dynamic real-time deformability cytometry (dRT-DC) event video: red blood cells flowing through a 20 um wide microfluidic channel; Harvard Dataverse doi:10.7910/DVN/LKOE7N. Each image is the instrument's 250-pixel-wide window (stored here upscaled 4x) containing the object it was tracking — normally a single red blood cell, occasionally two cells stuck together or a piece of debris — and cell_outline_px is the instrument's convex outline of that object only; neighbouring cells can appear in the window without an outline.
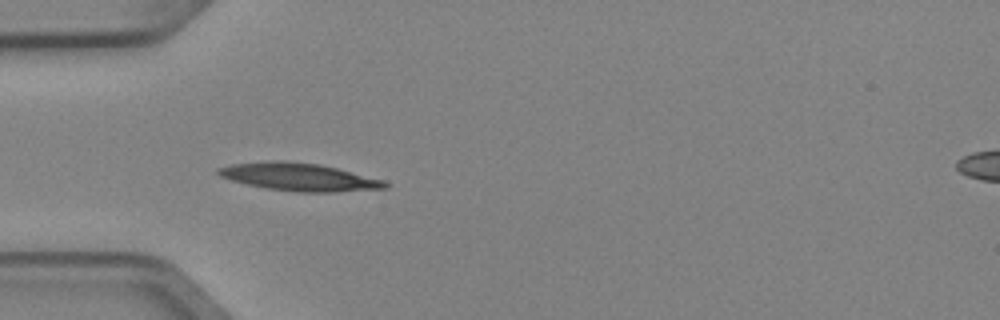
{"species": "Egyptian fruit bat (a non-hibernating species)", "species_latin": "Rousettus aegyptiacus", "temperature_condition": "cold", "stored_images_in_passage": 3, "camera_frame_rate_fps": 3000, "um_per_image_px": 0.085, "animal": {"sex": "female"}, "frame": {"image": 1, "passage_image": 2, "time_ms": 0.333, "image_size_px": [1000, 320], "cell_outline_px": [[388, 188], [336, 192], [296, 192], [264, 188], [232, 180], [220, 176], [216, 172], [216, 168], [232, 164], [280, 160], [284, 160], [320, 164], [384, 180], [388, 184]], "centroid_in_image_um": [25.42, 15.04], "position_along_channel_um": 59.6, "area_um2": 26.88}}
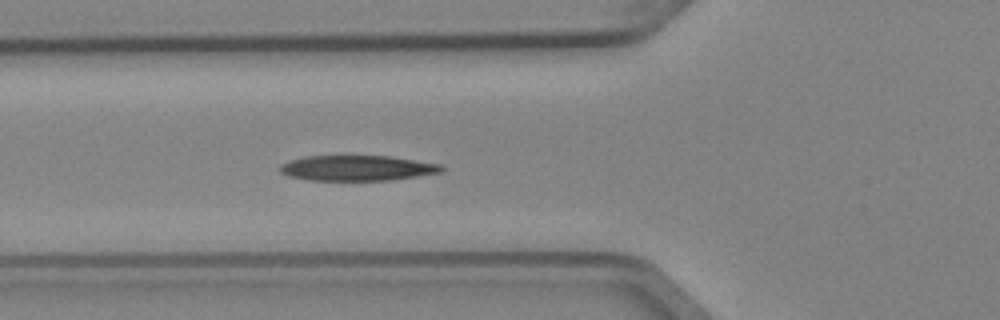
{"frame": {"image": 2, "passage_image": 3, "time_ms": 0.667, "image_size_px": [1000, 320], "cell_outline_px": [[444, 168], [440, 172], [392, 180], [308, 180], [288, 176], [280, 172], [280, 164], [304, 156], [392, 156], [440, 164]], "centroid_in_image_um": [30.34, 14.28], "position_along_channel_um": 95.5, "area_um2": 23.76}}